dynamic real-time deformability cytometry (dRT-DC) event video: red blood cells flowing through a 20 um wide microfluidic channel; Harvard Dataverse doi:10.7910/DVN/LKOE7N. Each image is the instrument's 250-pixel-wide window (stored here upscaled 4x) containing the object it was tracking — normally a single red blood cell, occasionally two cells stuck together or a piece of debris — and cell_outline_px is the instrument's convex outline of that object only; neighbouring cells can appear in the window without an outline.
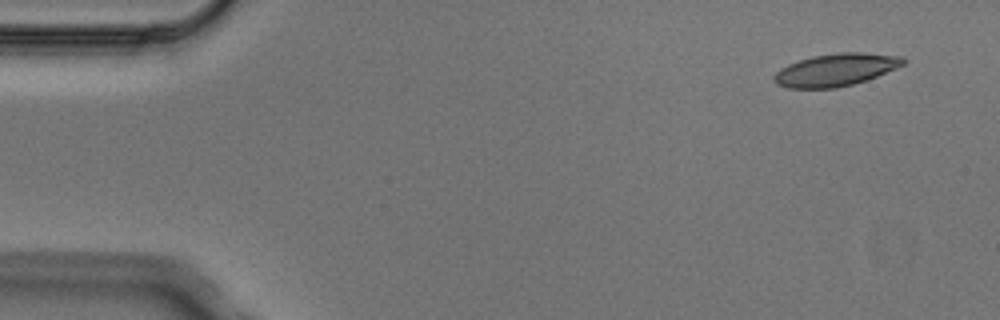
{"species": "Egyptian fruit bat (a non-hibernating species)", "species_latin": "Rousettus aegyptiacus", "temperature_condition": "cold", "stored_images_in_passage": 4, "camera_frame_rate_fps": 3000, "um_per_image_px": 0.085, "animal": {"sex": "male"}, "frame": {"image": 1, "passage_image": 1, "time_ms": 0.0, "image_size_px": [1000, 320], "cell_outline_px": [[908, 60], [904, 64], [896, 68], [876, 76], [852, 84], [836, 88], [788, 88], [776, 84], [772, 80], [772, 76], [780, 68], [788, 64], [812, 56], [840, 52], [860, 52], [904, 56]], "centroid_in_image_um": [71.03, 5.93], "position_along_channel_um": 14.0, "area_um2": 24.51}}
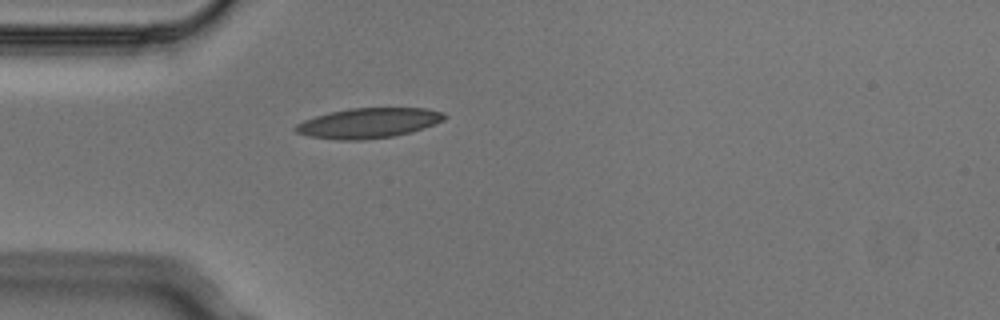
{"frame": {"image": 2, "passage_image": 4, "time_ms": 1.0, "image_size_px": [1000, 320], "cell_outline_px": [[448, 116], [444, 120], [436, 124], [412, 132], [392, 136], [364, 140], [340, 140], [308, 136], [296, 132], [292, 128], [296, 124], [304, 120], [316, 116], [348, 108], [428, 108], [444, 112]], "centroid_in_image_um": [31.36, 10.46], "position_along_channel_um": 53.6, "area_um2": 26.24}}